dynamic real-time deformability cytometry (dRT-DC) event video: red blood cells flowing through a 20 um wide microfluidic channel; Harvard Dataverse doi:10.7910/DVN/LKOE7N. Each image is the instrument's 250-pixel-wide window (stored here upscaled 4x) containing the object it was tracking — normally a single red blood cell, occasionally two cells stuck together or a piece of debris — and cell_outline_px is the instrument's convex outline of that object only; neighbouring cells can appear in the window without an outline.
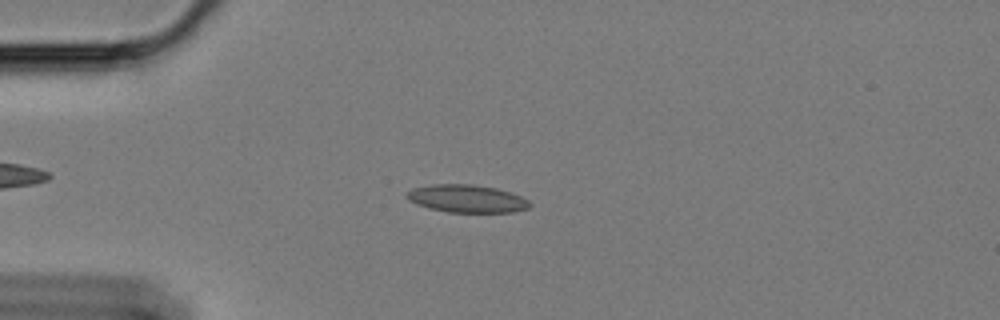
{"species": "Egyptian fruit bat (a non-hibernating species)", "species_latin": "Rousettus aegyptiacus", "temperature_condition": "cold", "stored_images_in_passage": 50, "camera_frame_rate_fps": 3000, "um_per_image_px": 0.085, "animal": {"sex": "female"}, "frame": {"image": 1, "passage_image": 6, "time_ms": 1.667, "image_size_px": [1000, 320], "cell_outline_px": [[532, 204], [528, 208], [512, 212], [448, 212], [428, 208], [416, 204], [408, 200], [404, 196], [412, 188], [432, 184], [472, 184], [496, 188], [520, 196], [528, 200]], "centroid_in_image_um": [39.64, 16.88], "position_along_channel_um": 45.4, "area_um2": 19.88}}
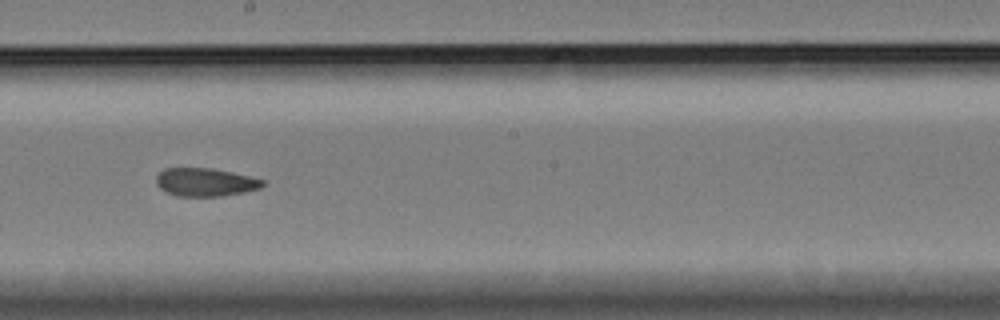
{"frame": {"image": 2, "passage_image": 24, "time_ms": 7.667, "image_size_px": [1000, 320], "cell_outline_px": [[264, 184], [260, 188], [244, 192], [220, 196], [176, 196], [160, 188], [156, 184], [156, 176], [164, 168], [212, 168], [232, 172], [264, 180]], "centroid_in_image_um": [17.43, 15.48], "position_along_channel_um": 230.8, "area_um2": 17.4}}
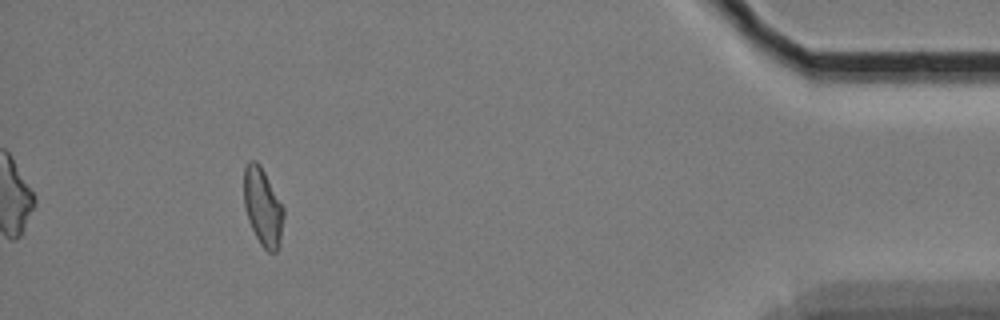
{"frame": {"image": 3, "passage_image": 45, "time_ms": 14.667, "image_size_px": [1000, 320], "cell_outline_px": [[284, 216], [280, 244], [276, 252], [268, 252], [260, 244], [248, 220], [244, 208], [244, 168], [248, 160], [256, 160], [260, 164], [284, 208]], "centroid_in_image_um": [22.33, 17.59], "position_along_channel_um": 412.9, "area_um2": 18.09}, "authors_computed_cell_mechanics": {"area_um2": 18.2359, "velocity_mm_per_s": 3.4043, "shape_relaxation_time_tau1_ms": null, "shape_relaxation_time_tau2_ms": 3.0644, "deformation_change_tau1": null, "deformation_change_tau2": 0.0994}}